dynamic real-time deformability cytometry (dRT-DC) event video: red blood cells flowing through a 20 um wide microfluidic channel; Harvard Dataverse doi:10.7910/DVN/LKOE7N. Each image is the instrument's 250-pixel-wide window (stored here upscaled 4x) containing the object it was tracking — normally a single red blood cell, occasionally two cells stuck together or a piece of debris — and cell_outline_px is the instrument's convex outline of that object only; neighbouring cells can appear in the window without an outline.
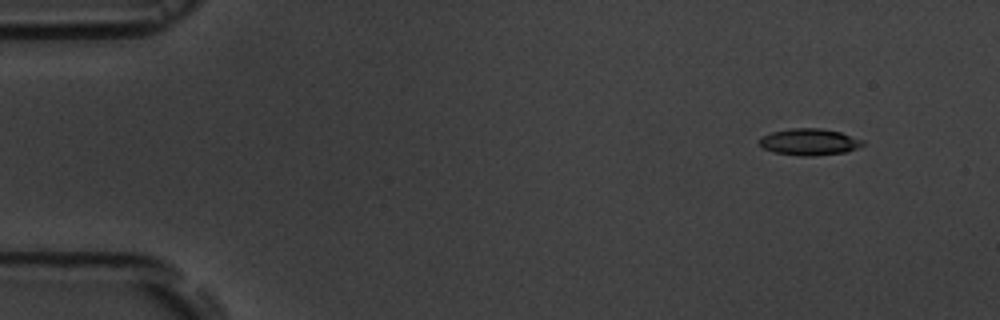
{"species": "common noctule bat (a hibernating species)", "species_latin": "Nyctalus noctula", "temperature_condition": "room temperature", "stored_images_in_passage": 5, "camera_frame_rate_fps": 3000, "um_per_image_px": 0.085, "animal": {"sex": "male", "body_mass_g": 19.5, "forearm_length_mm": 54.6}, "frame": {"image": 1, "passage_image": 1, "time_ms": 0.0, "image_size_px": [1000, 320], "cell_outline_px": [[864, 144], [848, 152], [812, 156], [800, 156], [772, 152], [764, 148], [760, 144], [760, 136], [772, 132], [792, 128], [820, 128], [840, 132], [864, 140]], "centroid_in_image_um": [68.79, 12.07], "position_along_channel_um": 16.2, "area_um2": 16.07}}
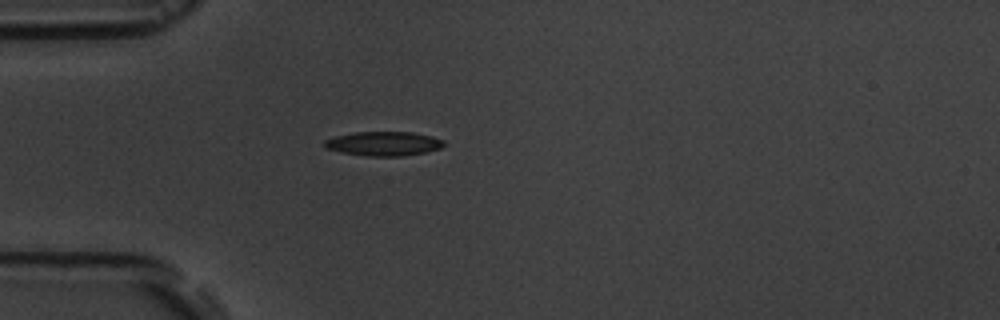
{"frame": {"image": 2, "passage_image": 4, "time_ms": 3.667, "image_size_px": [1000, 320], "cell_outline_px": [[444, 144], [440, 148], [424, 152], [404, 156], [368, 156], [340, 152], [328, 148], [324, 144], [324, 140], [336, 136], [356, 132], [412, 132], [432, 136], [444, 140]], "centroid_in_image_um": [32.62, 12.21], "position_along_channel_um": 52.4, "area_um2": 16.7}}